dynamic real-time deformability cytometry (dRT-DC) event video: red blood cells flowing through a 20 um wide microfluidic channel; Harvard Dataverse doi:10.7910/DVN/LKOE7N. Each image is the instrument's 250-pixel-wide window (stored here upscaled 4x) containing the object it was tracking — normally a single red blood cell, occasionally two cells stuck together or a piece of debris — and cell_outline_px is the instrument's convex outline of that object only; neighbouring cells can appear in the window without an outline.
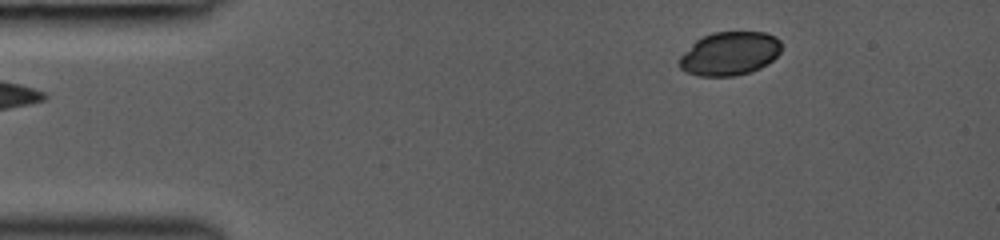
{"species": "common noctule bat (a hibernating species)", "species_latin": "Nyctalus noctula", "temperature_condition": "room temperature", "stored_images_in_passage": 3, "camera_frame_rate_fps": 3000, "um_per_image_px": 0.085, "animal": {"sex": "female", "body_mass_g": 19.0, "forearm_length_mm": 53.3}, "frame": {"image": 1, "passage_image": 3, "time_ms": 1.667, "image_size_px": [1000, 240], "cell_outline_px": [[780, 52], [768, 64], [752, 72], [732, 76], [700, 76], [688, 72], [680, 68], [680, 56], [696, 40], [712, 32], [764, 32], [776, 36], [780, 40]], "centroid_in_image_um": [62.04, 4.55], "position_along_channel_um": 23.0, "area_um2": 25.84}}